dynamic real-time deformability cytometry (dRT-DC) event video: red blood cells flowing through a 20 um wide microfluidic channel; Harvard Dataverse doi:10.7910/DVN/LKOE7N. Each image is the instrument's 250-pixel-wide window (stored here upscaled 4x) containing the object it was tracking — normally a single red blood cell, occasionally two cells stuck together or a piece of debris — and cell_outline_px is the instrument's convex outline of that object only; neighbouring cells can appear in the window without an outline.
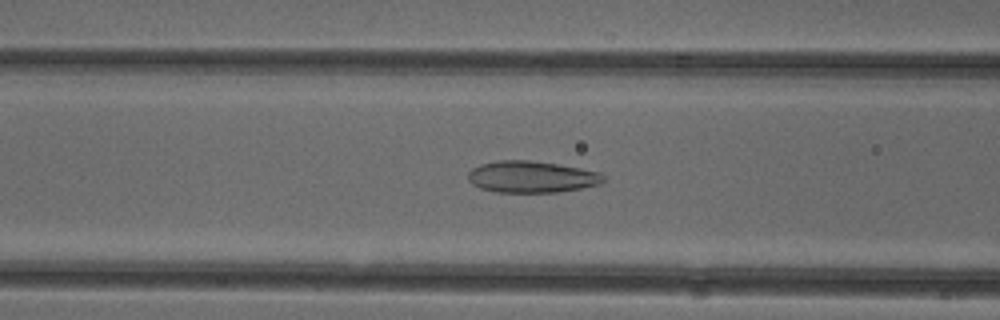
{"species": "common noctule bat (a hibernating species)", "species_latin": "Nyctalus noctula", "temperature_condition": "cold", "stored_images_in_passage": 51, "camera_frame_rate_fps": 3000, "um_per_image_px": 0.085, "animal": {"sex": "female"}, "frame": {"image": 1, "passage_image": 20, "time_ms": 6.333, "image_size_px": [1000, 320], "cell_outline_px": [[604, 180], [600, 184], [580, 188], [556, 192], [496, 192], [480, 188], [472, 184], [468, 180], [468, 172], [472, 168], [480, 164], [500, 160], [528, 160], [556, 164], [580, 168], [600, 172], [604, 176]], "centroid_in_image_um": [45.16, 15.03], "position_along_channel_um": 121.4, "area_um2": 24.85}}
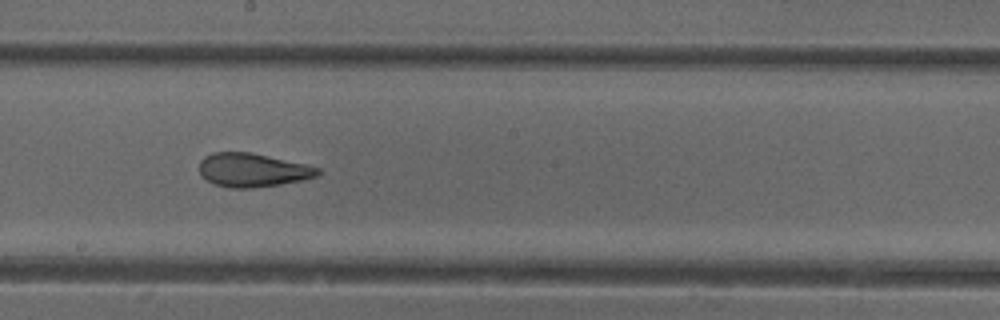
{"frame": {"image": 2, "passage_image": 28, "time_ms": 9.0, "image_size_px": [1000, 320], "cell_outline_px": [[320, 172], [316, 176], [300, 180], [280, 184], [252, 188], [232, 188], [216, 184], [208, 180], [200, 172], [200, 160], [204, 156], [212, 152], [252, 152], [304, 164], [320, 168]], "centroid_in_image_um": [21.45, 14.44], "position_along_channel_um": 226.7, "area_um2": 22.95}}
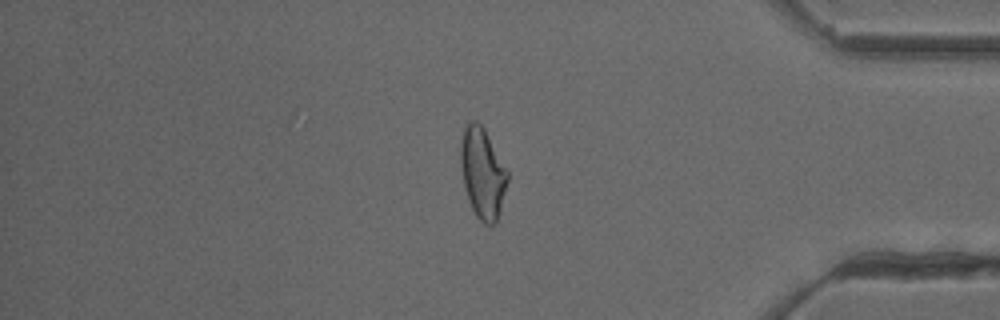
{"frame": {"image": 3, "passage_image": 43, "time_ms": 14.0, "image_size_px": [1000, 320], "cell_outline_px": [[508, 180], [496, 224], [484, 224], [476, 216], [468, 200], [464, 188], [460, 164], [460, 144], [464, 128], [472, 120], [476, 120], [484, 128], [508, 172]], "centroid_in_image_um": [41.0, 14.72], "position_along_channel_um": 394.2, "area_um2": 24.62}, "authors_computed_cell_mechanics": {"area_um2": 25.143, "velocity_mm_per_s": 3.9418, "shape_relaxation_time_tau1_ms": 8.166, "shape_relaxation_time_tau2_ms": 1.4944, "deformation_change_tau1": 0.1998, "deformation_change_tau2": 0.0872}}